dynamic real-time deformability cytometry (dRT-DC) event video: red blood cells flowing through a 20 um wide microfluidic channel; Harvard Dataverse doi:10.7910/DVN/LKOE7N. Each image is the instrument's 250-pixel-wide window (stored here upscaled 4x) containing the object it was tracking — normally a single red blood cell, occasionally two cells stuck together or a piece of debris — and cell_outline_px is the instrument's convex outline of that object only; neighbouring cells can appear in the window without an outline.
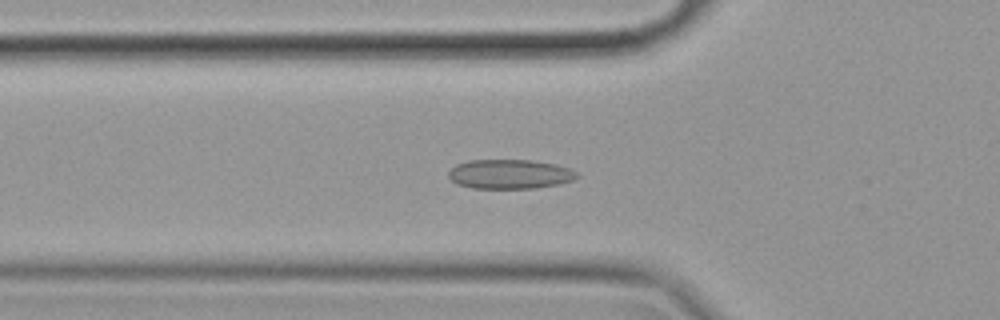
{"species": "common noctule bat (a hibernating species)", "species_latin": "Nyctalus noctula", "temperature_condition": "cold", "stored_images_in_passage": 41, "camera_frame_rate_fps": 3000, "um_per_image_px": 0.085, "animal": {"sex": "female", "body_mass_g": 19.9}, "frame": {"image": 1, "passage_image": 14, "time_ms": 4.333, "image_size_px": [1000, 320], "cell_outline_px": [[580, 176], [572, 180], [560, 184], [536, 188], [472, 188], [456, 184], [448, 176], [448, 172], [456, 164], [468, 160], [532, 160], [556, 164], [568, 168], [576, 172]], "centroid_in_image_um": [43.33, 14.8], "position_along_channel_um": 82.5, "area_um2": 22.08}}
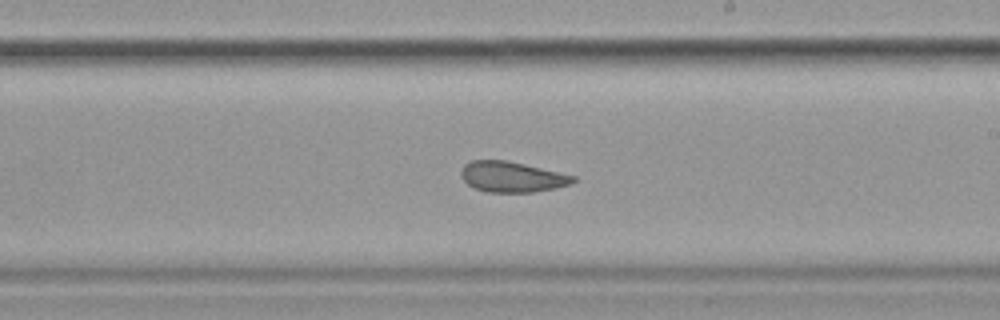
{"frame": {"image": 2, "passage_image": 28, "time_ms": 9.0, "image_size_px": [1000, 320], "cell_outline_px": [[576, 180], [572, 184], [556, 188], [532, 192], [488, 192], [472, 188], [460, 176], [460, 172], [464, 164], [472, 160], [504, 160], [524, 164], [576, 176]], "centroid_in_image_um": [43.5, 15.04], "position_along_channel_um": 245.5, "area_um2": 20.0}}
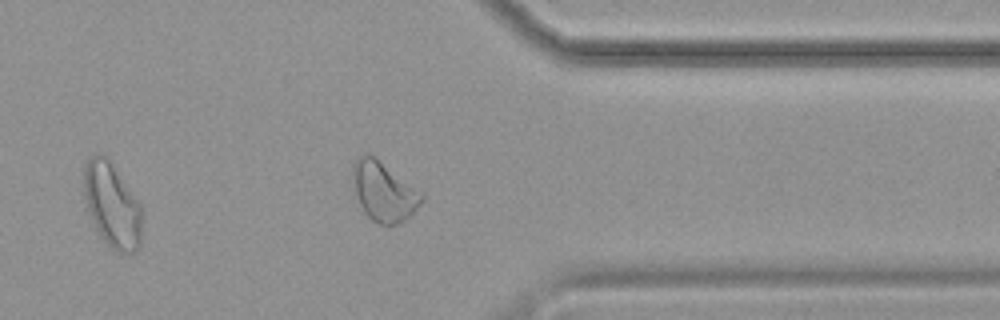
{"frame": {"image": 3, "passage_image": 40, "time_ms": 13.0, "image_size_px": [1000, 320], "cell_outline_px": [[424, 200], [400, 224], [380, 224], [372, 220], [364, 212], [356, 196], [352, 164], [360, 156], [368, 152], [376, 156], [424, 192]], "centroid_in_image_um": [32.65, 16.23], "position_along_channel_um": 378.7, "area_um2": 24.04}}